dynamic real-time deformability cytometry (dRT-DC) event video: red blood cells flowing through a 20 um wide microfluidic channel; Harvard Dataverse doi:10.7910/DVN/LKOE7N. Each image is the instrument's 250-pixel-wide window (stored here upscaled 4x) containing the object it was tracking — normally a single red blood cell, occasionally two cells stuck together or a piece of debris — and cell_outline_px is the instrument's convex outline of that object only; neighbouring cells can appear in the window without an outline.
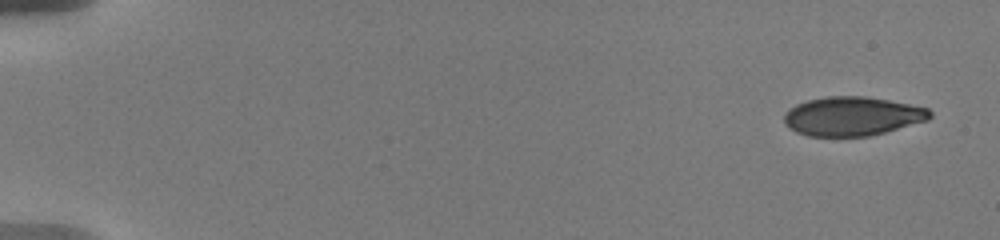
{"species": "human", "species_latin": "Homo sapiens", "temperature_condition": "warm", "stored_images_in_passage": 7, "camera_frame_rate_fps": 3000, "um_per_image_px": 0.085, "donor": {"sex": "male"}, "frame": {"image": 1, "passage_image": 1, "time_ms": 0.0, "image_size_px": [1000, 240], "cell_outline_px": [[932, 116], [928, 120], [884, 132], [868, 136], [808, 136], [796, 132], [788, 128], [784, 124], [784, 116], [788, 108], [796, 104], [808, 100], [828, 96], [864, 96], [888, 100], [928, 108], [932, 112]], "centroid_in_image_um": [72.41, 9.88], "position_along_channel_um": 12.6, "area_um2": 33.12}}
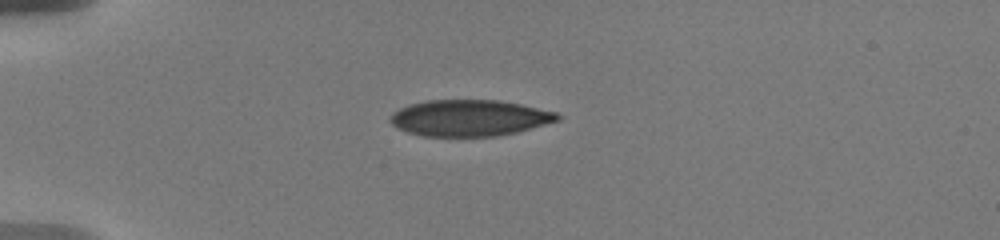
{"frame": {"image": 2, "passage_image": 5, "time_ms": 4.333, "image_size_px": [1000, 240], "cell_outline_px": [[564, 116], [560, 120], [516, 132], [500, 136], [424, 136], [408, 132], [396, 128], [388, 120], [392, 112], [408, 104], [428, 100], [500, 100], [520, 104], [556, 112]], "centroid_in_image_um": [39.89, 10.02], "position_along_channel_um": 45.1, "area_um2": 35.55}}
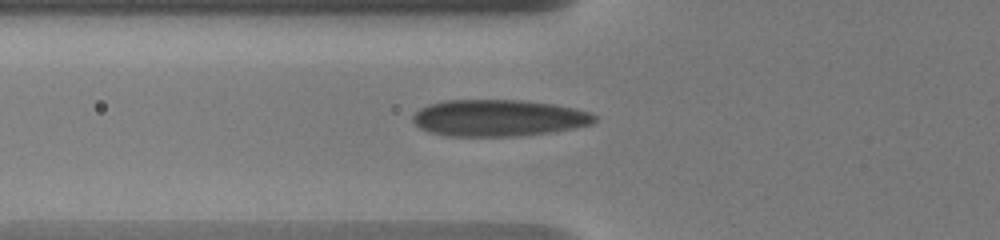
{"frame": {"image": 3, "passage_image": 7, "time_ms": 6.333, "image_size_px": [1000, 240], "cell_outline_px": [[596, 120], [592, 124], [572, 128], [548, 132], [516, 136], [448, 136], [428, 132], [420, 128], [412, 120], [412, 116], [420, 108], [428, 104], [444, 100], [524, 100], [556, 104], [592, 112], [596, 116]], "centroid_in_image_um": [42.36, 10.02], "position_along_channel_um": 83.4, "area_um2": 38.96}}